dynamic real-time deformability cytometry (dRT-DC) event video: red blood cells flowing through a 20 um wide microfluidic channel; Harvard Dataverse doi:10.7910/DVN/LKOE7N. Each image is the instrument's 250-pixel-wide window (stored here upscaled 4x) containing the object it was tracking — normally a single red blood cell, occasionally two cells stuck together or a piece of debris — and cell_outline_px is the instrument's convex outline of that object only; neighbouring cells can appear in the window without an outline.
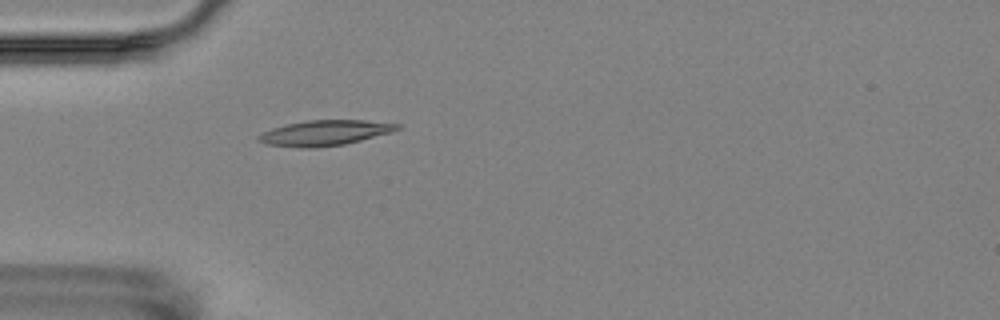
{"species": "Egyptian fruit bat (a non-hibernating species)", "species_latin": "Rousettus aegyptiacus", "temperature_condition": "room temperature", "stored_images_in_passage": 3, "camera_frame_rate_fps": 3000, "um_per_image_px": 0.085, "animal": {"sex": "female"}, "frame": {"image": 1, "passage_image": 3, "time_ms": 2.333, "image_size_px": [1000, 320], "cell_outline_px": [[400, 128], [392, 132], [344, 144], [316, 148], [300, 148], [264, 144], [256, 140], [256, 136], [272, 128], [288, 124], [308, 120], [364, 120], [400, 124]], "centroid_in_image_um": [27.56, 11.3], "position_along_channel_um": 57.4, "area_um2": 20.46}}